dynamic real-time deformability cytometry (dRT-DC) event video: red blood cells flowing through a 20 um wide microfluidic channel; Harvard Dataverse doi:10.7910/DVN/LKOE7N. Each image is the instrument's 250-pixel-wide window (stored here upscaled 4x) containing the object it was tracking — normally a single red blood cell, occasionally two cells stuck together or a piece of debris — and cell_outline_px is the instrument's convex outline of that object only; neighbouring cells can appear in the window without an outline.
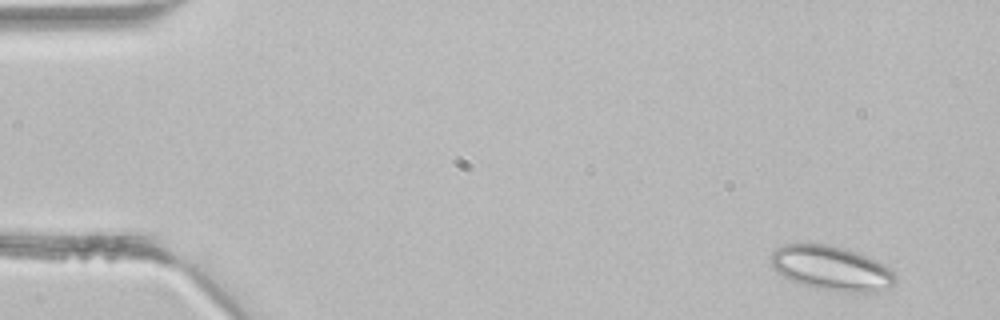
{"species": "common noctule bat (a hibernating species)", "species_latin": "Nyctalus noctula", "temperature_condition": "room temperature", "stored_images_in_passage": 3, "camera_frame_rate_fps": 3000, "um_per_image_px": 0.085, "animal": {"sex": "male", "body_mass_g": 21.5, "forearm_length_mm": 52.0}, "frame": {"image": 1, "passage_image": 3, "time_ms": 0.667, "image_size_px": [1000, 320], "cell_outline_px": [[896, 280], [888, 288], [876, 292], [840, 292], [816, 288], [788, 280], [776, 272], [772, 268], [772, 252], [776, 248], [784, 244], [828, 244], [844, 248], [868, 256], [892, 268], [896, 276]], "centroid_in_image_um": [70.68, 22.81], "position_along_channel_um": 14.3, "area_um2": 32.54}}